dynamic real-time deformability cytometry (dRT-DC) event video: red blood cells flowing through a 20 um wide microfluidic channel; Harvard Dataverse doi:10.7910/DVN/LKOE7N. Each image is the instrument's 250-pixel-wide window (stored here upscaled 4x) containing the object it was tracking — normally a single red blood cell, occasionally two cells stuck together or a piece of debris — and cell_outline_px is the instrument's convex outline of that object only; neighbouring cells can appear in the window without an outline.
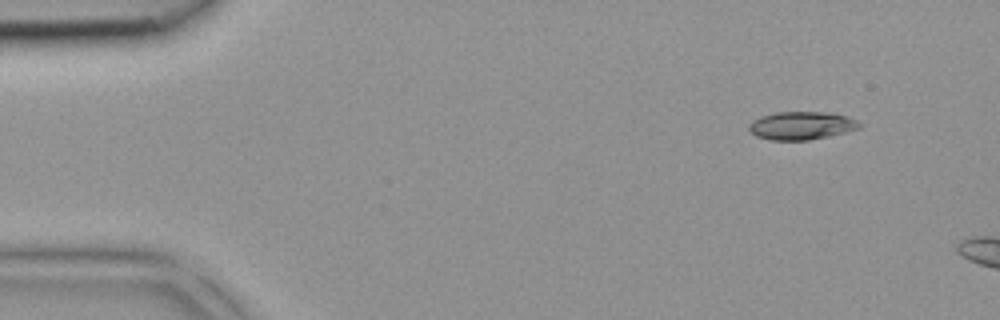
{"species": "common noctule bat (a hibernating species)", "species_latin": "Nyctalus noctula", "temperature_condition": "room temperature", "stored_images_in_passage": 8, "camera_frame_rate_fps": 3000, "um_per_image_px": 0.085, "animal": {"sex": "female", "body_mass_g": 18.4}, "frame": {"image": 1, "passage_image": 1, "time_ms": 0.0, "image_size_px": [1000, 320], "cell_outline_px": [[864, 124], [860, 128], [828, 136], [808, 140], [772, 140], [756, 136], [748, 128], [748, 124], [752, 120], [760, 116], [776, 112], [832, 112], [848, 116]], "centroid_in_image_um": [68.14, 10.66], "position_along_channel_um": 16.9, "area_um2": 18.21}}